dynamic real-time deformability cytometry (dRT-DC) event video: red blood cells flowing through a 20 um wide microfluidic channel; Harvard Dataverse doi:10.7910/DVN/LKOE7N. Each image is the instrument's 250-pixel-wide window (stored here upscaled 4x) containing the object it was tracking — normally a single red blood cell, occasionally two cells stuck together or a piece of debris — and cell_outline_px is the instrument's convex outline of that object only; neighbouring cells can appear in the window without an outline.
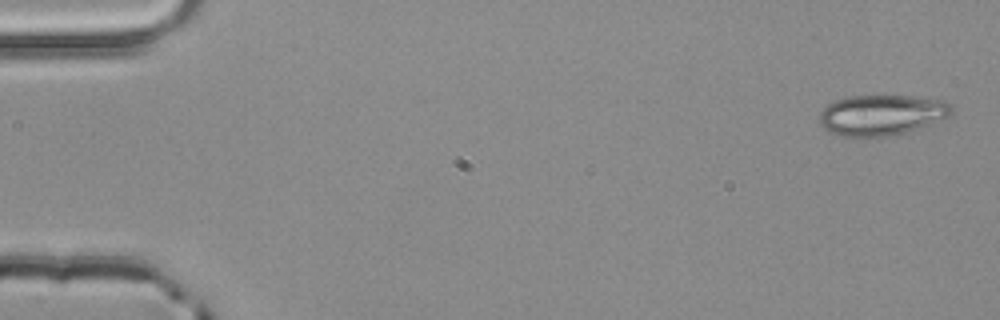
{"species": "common noctule bat (a hibernating species)", "species_latin": "Nyctalus noctula", "temperature_condition": "room temperature", "stored_images_in_passage": 4, "camera_frame_rate_fps": 3000, "um_per_image_px": 0.085, "animal": {"sex": "male", "body_mass_g": 20.4}, "frame": {"image": 1, "passage_image": 1, "time_ms": 0.0, "image_size_px": [1000, 320], "cell_outline_px": [[952, 112], [948, 116], [932, 124], [904, 132], [888, 136], [840, 136], [824, 128], [820, 124], [820, 112], [828, 104], [836, 100], [848, 96], [912, 96], [944, 100], [952, 104]], "centroid_in_image_um": [74.96, 9.76], "position_along_channel_um": 10.0, "area_um2": 31.04}}